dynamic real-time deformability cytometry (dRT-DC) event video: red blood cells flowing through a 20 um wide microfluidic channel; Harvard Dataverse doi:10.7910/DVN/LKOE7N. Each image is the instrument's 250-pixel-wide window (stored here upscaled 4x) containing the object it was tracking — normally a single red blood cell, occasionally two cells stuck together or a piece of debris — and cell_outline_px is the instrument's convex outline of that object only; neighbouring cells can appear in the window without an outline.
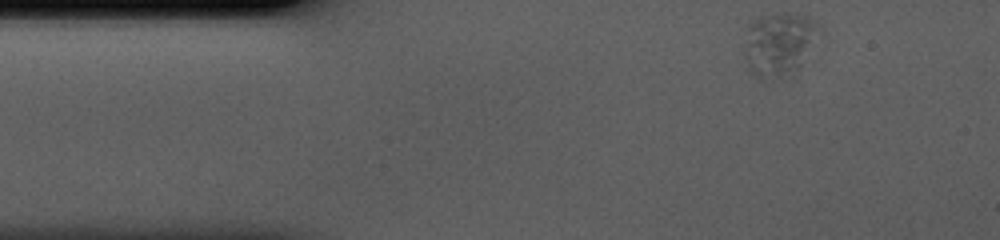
{"species": "human", "species_latin": "Homo sapiens", "temperature_condition": "cold", "stored_images_in_passage": 40, "camera_frame_rate_fps": 3000, "um_per_image_px": 0.085, "donor": {"sex": "male"}, "frame": {"image": 1, "passage_image": 1, "time_ms": 0.0, "image_size_px": [1000, 240], "cell_outline_px": [[816, 24], [800, 64], [796, 68], [760, 80], [748, 68], [744, 52], [748, 28], [760, 16], [788, 12], [804, 16], [812, 20]], "centroid_in_image_um": [66.06, 3.69], "position_along_channel_um": 18.9, "area_um2": 25.2}}